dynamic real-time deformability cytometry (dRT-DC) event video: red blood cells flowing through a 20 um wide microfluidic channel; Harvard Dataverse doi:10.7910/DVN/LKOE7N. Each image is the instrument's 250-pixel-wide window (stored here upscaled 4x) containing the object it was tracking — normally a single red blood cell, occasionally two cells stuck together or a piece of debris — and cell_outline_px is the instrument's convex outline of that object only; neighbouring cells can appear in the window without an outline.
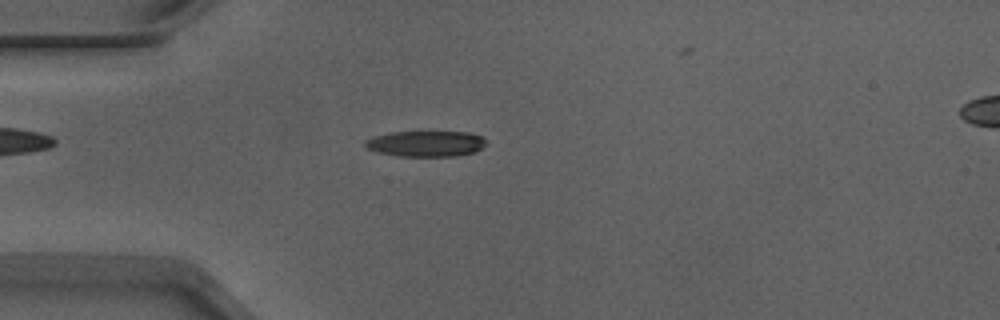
{"species": "Egyptian fruit bat (a non-hibernating species)", "species_latin": "Rousettus aegyptiacus", "temperature_condition": "warm", "stored_images_in_passage": 46, "camera_frame_rate_fps": 3000, "um_per_image_px": 0.085, "animal": {"sex": "male"}, "frame": {"image": 1, "passage_image": 14, "time_ms": 4.333, "image_size_px": [1000, 320], "cell_outline_px": [[488, 144], [476, 152], [456, 156], [400, 156], [376, 152], [368, 148], [364, 144], [364, 140], [372, 136], [392, 132], [468, 132], [484, 136], [488, 140]], "centroid_in_image_um": [36.26, 12.21], "position_along_channel_um": 48.7, "area_um2": 18.5}}
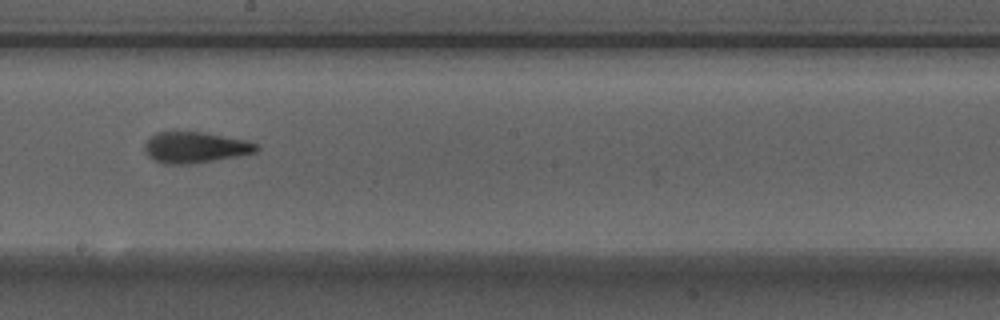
{"frame": {"image": 2, "passage_image": 29, "time_ms": 9.333, "image_size_px": [1000, 320], "cell_outline_px": [[260, 148], [256, 152], [236, 156], [188, 164], [164, 164], [148, 156], [144, 148], [144, 144], [156, 132], [204, 132], [244, 140], [256, 144]], "centroid_in_image_um": [16.57, 12.53], "position_along_channel_um": 231.6, "area_um2": 19.83}}
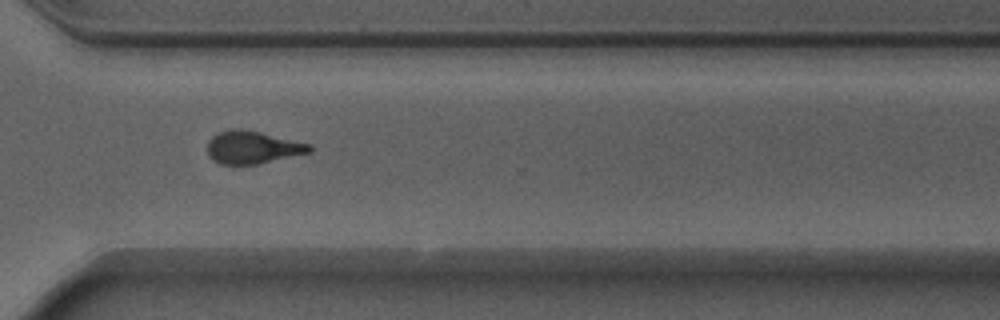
{"frame": {"image": 3, "passage_image": 38, "time_ms": 12.333, "image_size_px": [1000, 320], "cell_outline_px": [[312, 152], [256, 164], [220, 164], [212, 160], [208, 156], [208, 140], [212, 136], [220, 132], [232, 128], [240, 128], [260, 132], [312, 144]], "centroid_in_image_um": [21.46, 12.52], "position_along_channel_um": 349.1, "area_um2": 19.48}, "authors_computed_cell_mechanics": {"area_um2": 19.363, "velocity_mm_per_s": 3.9267, "shape_relaxation_time_tau1_ms": 4.0135, "shape_relaxation_time_tau2_ms": 2.7066, "deformation_change_tau1": 0.1996, "deformation_change_tau2": 0.0991}}